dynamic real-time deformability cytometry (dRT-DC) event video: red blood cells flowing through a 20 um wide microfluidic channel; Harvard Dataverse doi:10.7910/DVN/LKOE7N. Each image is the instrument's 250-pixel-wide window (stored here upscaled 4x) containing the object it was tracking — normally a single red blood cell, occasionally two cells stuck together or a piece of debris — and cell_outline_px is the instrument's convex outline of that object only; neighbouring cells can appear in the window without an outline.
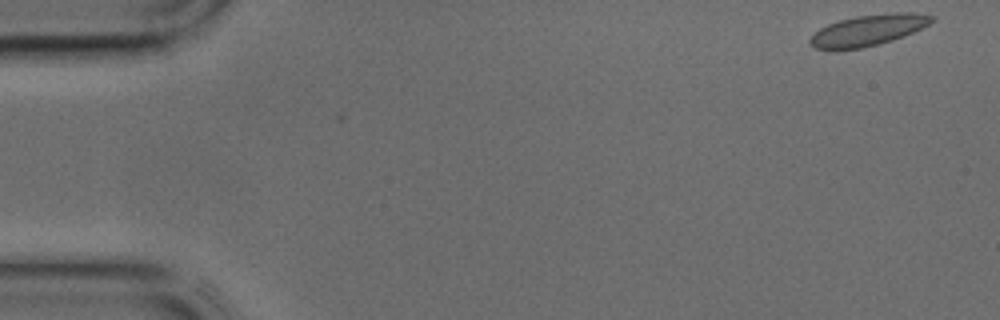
{"species": "common noctule bat (a hibernating species)", "species_latin": "Nyctalus noctula", "temperature_condition": "cold", "stored_images_in_passage": 43, "camera_frame_rate_fps": 3000, "um_per_image_px": 0.085, "animal": {"sex": "male", "body_mass_g": 17.9, "forearm_length_mm": 54.2}, "frame": {"image": 1, "passage_image": 1, "time_ms": 0.0, "image_size_px": [1000, 320], "cell_outline_px": [[936, 20], [904, 36], [892, 40], [860, 48], [816, 48], [808, 40], [820, 28], [828, 24], [840, 20], [856, 16], [896, 12], [912, 12], [936, 16]], "centroid_in_image_um": [73.86, 2.53], "position_along_channel_um": 11.1, "area_um2": 21.44}}
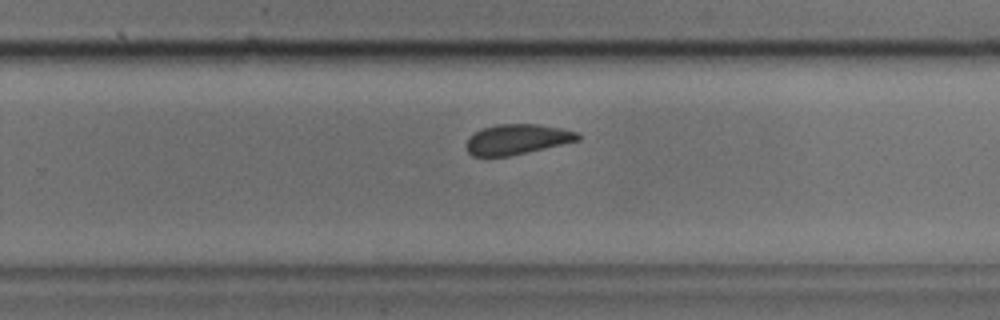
{"frame": {"image": 2, "passage_image": 27, "time_ms": 8.667, "image_size_px": [1000, 320], "cell_outline_px": [[580, 140], [508, 156], [472, 156], [468, 152], [468, 140], [476, 132], [484, 128], [496, 124], [540, 124], [580, 132]], "centroid_in_image_um": [44.01, 11.83], "position_along_channel_um": 285.8, "area_um2": 19.31}}
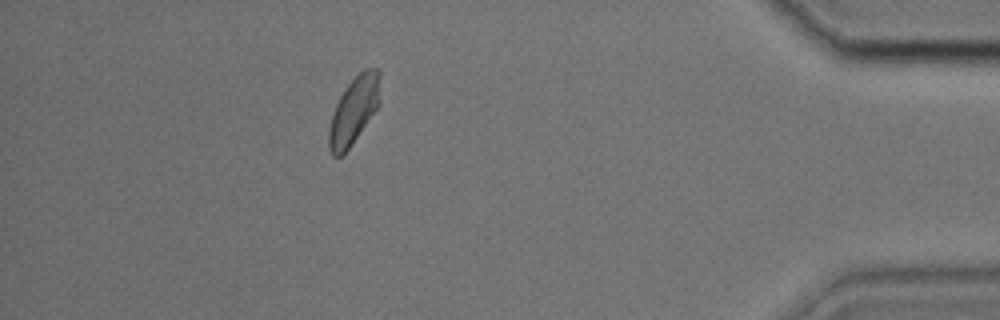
{"frame": {"image": 3, "passage_image": 38, "time_ms": 12.333, "image_size_px": [1000, 320], "cell_outline_px": [[380, 104], [348, 148], [340, 156], [332, 156], [328, 148], [328, 132], [332, 116], [336, 104], [340, 96], [348, 84], [364, 68], [376, 68], [380, 72]], "centroid_in_image_um": [30.09, 9.36], "position_along_channel_um": 405.1, "area_um2": 19.77}}